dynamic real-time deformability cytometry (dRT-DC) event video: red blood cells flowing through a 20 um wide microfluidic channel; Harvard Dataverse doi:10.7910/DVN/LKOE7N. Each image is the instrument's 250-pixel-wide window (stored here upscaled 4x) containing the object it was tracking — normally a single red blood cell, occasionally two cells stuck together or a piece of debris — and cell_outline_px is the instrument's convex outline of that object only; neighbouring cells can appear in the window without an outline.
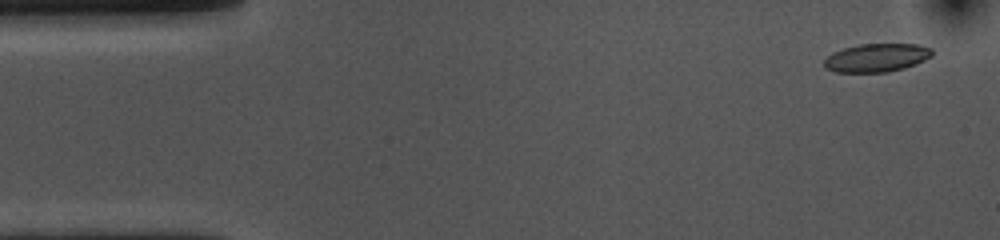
{"species": "common noctule bat (a hibernating species)", "species_latin": "Nyctalus noctula", "temperature_condition": "cold", "stored_images_in_passage": 55, "camera_frame_rate_fps": 3000, "um_per_image_px": 0.085, "animal": {"sex": "female", "body_mass_g": 10.0, "forearm_length_mm": 53.1}, "frame": {"image": 1, "passage_image": 3, "time_ms": 0.667, "image_size_px": [1000, 240], "cell_outline_px": [[932, 56], [916, 64], [904, 68], [888, 72], [836, 72], [824, 68], [824, 60], [832, 52], [844, 48], [860, 44], [916, 44], [932, 48]], "centroid_in_image_um": [74.5, 4.91], "position_along_channel_um": 10.5, "area_um2": 17.86}}
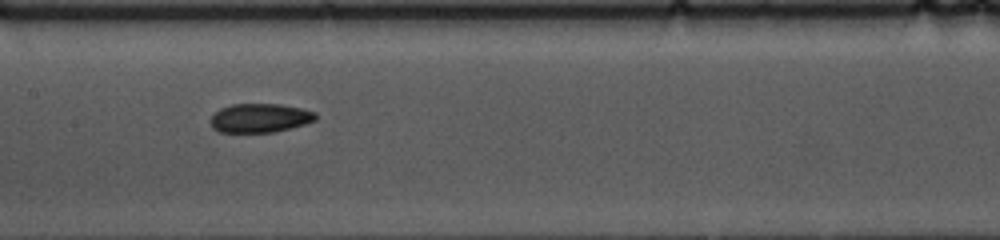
{"frame": {"image": 2, "passage_image": 26, "time_ms": 8.333, "image_size_px": [1000, 240], "cell_outline_px": [[316, 120], [304, 124], [272, 132], [220, 132], [212, 128], [212, 116], [220, 108], [232, 104], [280, 104], [300, 108], [316, 112]], "centroid_in_image_um": [22.09, 10.02], "position_along_channel_um": 185.3, "area_um2": 17.51}}
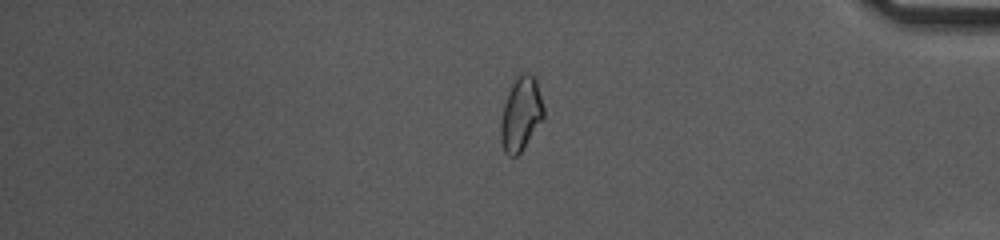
{"frame": {"image": 3, "passage_image": 46, "time_ms": 15.0, "image_size_px": [1000, 240], "cell_outline_px": [[544, 116], [520, 152], [516, 156], [508, 156], [504, 152], [500, 140], [500, 124], [504, 104], [508, 92], [512, 84], [520, 72], [528, 72], [536, 80], [544, 108]], "centroid_in_image_um": [44.25, 9.68], "position_along_channel_um": 390.9, "area_um2": 18.21}, "authors_computed_cell_mechanics": {"area_um2": 18.3804, "velocity_mm_per_s": 3.5459, "shape_relaxation_time_tau1_ms": null, "shape_relaxation_time_tau2_ms": 2.8178, "deformation_change_tau1": null, "deformation_change_tau2": 0.0748}}